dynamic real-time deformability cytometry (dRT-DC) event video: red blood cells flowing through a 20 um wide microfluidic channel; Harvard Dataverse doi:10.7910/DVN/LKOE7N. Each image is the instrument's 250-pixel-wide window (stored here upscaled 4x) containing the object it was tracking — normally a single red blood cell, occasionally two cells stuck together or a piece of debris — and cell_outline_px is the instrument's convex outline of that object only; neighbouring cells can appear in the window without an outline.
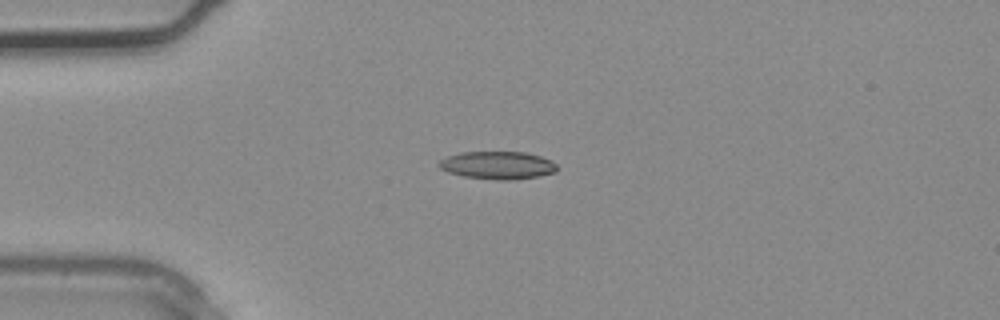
{"species": "common noctule bat (a hibernating species)", "species_latin": "Nyctalus noctula", "temperature_condition": "warm", "stored_images_in_passage": 3, "camera_frame_rate_fps": 3000, "um_per_image_px": 0.085, "animal": {"sex": "male", "body_mass_g": 20.4}, "frame": {"image": 1, "passage_image": 3, "time_ms": 0.667, "image_size_px": [1000, 320], "cell_outline_px": [[556, 172], [540, 176], [512, 180], [496, 180], [464, 176], [448, 172], [440, 168], [436, 164], [440, 160], [448, 156], [460, 152], [528, 152], [552, 160], [556, 164]], "centroid_in_image_um": [42.31, 14.04], "position_along_channel_um": 42.7, "area_um2": 19.25}}